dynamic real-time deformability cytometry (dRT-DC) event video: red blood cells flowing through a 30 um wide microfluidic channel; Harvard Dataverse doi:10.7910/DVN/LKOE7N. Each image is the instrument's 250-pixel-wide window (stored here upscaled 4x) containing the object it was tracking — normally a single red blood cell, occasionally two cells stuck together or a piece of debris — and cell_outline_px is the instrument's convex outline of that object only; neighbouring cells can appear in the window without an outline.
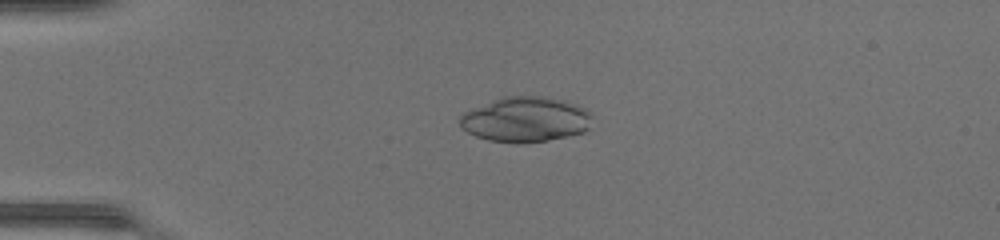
{"species": "common noctule bat (a hibernating species)", "species_latin": "Nyctalus noctula", "temperature_condition": "warm", "stored_images_in_passage": 47, "camera_frame_rate_fps": 3000, "um_per_image_px": 0.085, "animal": {"sex": "female", "body_mass_g": 17.0, "forearm_length_mm": 48.0}, "frame": {"image": 1, "passage_image": 12, "time_ms": 3.667, "image_size_px": [1000, 240], "cell_outline_px": [[592, 116], [588, 128], [584, 132], [548, 140], [524, 144], [520, 144], [488, 140], [476, 136], [460, 128], [460, 116], [464, 112], [472, 108], [504, 96], [540, 96], [564, 100], [576, 104], [592, 112]], "centroid_in_image_um": [44.67, 10.16], "position_along_channel_um": 40.3, "area_um2": 34.97}}
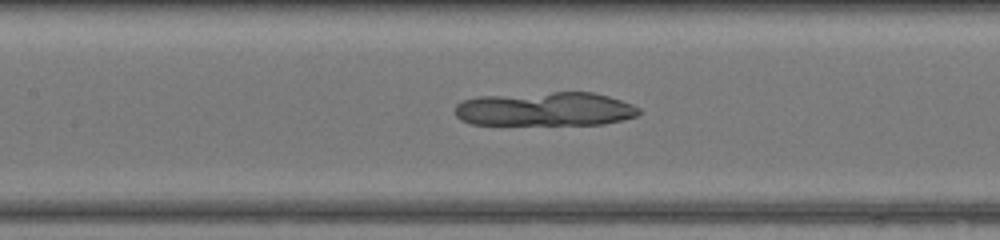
{"frame": {"image": 2, "passage_image": 23, "time_ms": 7.333, "image_size_px": [1000, 240], "cell_outline_px": [[640, 112], [636, 116], [604, 124], [472, 124], [460, 120], [456, 116], [456, 104], [464, 100], [480, 96], [552, 92], [592, 92], [608, 96], [632, 104], [640, 108]], "centroid_in_image_um": [46.34, 9.27], "position_along_channel_um": 161.1, "area_um2": 36.24}}